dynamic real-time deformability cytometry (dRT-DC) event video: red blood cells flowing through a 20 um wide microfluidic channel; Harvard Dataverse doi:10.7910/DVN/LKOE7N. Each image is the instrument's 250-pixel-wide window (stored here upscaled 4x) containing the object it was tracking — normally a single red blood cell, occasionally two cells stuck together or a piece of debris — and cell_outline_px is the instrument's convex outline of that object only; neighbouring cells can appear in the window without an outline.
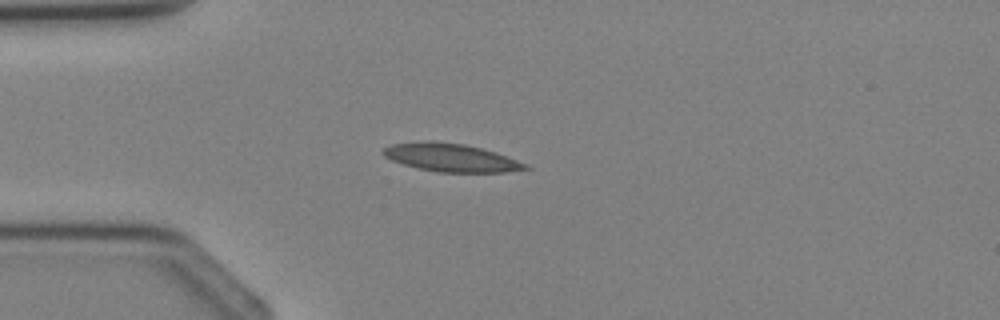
{"species": "Egyptian fruit bat (a non-hibernating species)", "species_latin": "Rousettus aegyptiacus", "temperature_condition": "cold", "stored_images_in_passage": 2, "camera_frame_rate_fps": 3000, "um_per_image_px": 0.085, "animal": {"sex": "female"}, "frame": {"image": 1, "passage_image": 2, "time_ms": 1.333, "image_size_px": [1000, 320], "cell_outline_px": [[532, 168], [504, 172], [436, 172], [404, 164], [392, 160], [384, 156], [380, 152], [384, 148], [392, 144], [424, 140], [432, 140], [464, 144], [496, 152], [528, 164]], "centroid_in_image_um": [38.33, 13.38], "position_along_channel_um": 46.7, "area_um2": 23.29}}